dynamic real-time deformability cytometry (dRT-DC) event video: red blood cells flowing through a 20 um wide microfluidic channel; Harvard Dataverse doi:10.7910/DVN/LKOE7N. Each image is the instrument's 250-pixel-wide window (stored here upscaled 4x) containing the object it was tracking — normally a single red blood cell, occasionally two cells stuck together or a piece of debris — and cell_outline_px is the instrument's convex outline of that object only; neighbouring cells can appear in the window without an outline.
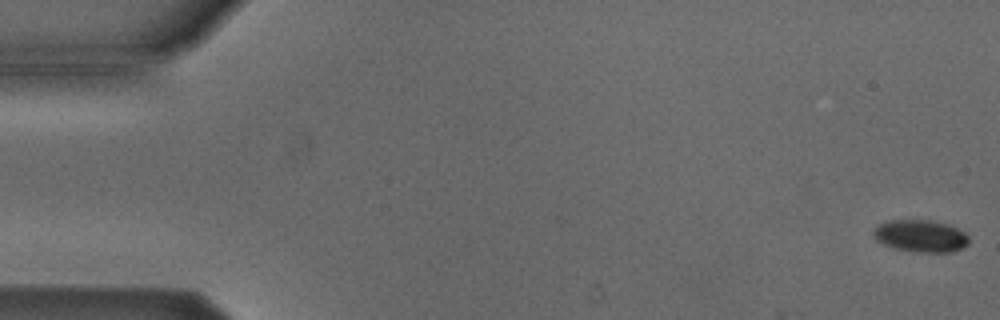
{"species": "Egyptian fruit bat (a non-hibernating species)", "species_latin": "Rousettus aegyptiacus", "temperature_condition": "cold", "stored_images_in_passage": 42, "camera_frame_rate_fps": 3000, "um_per_image_px": 0.085, "animal": {"sex": "male"}, "frame": {"image": 1, "passage_image": 1, "time_ms": 0.0, "image_size_px": [1000, 320], "cell_outline_px": [[968, 244], [952, 252], [920, 252], [896, 248], [884, 244], [876, 240], [872, 232], [880, 224], [888, 220], [932, 220], [948, 224], [964, 232], [968, 236]], "centroid_in_image_um": [78.26, 20.05], "position_along_channel_um": 6.7, "area_um2": 17.69}}
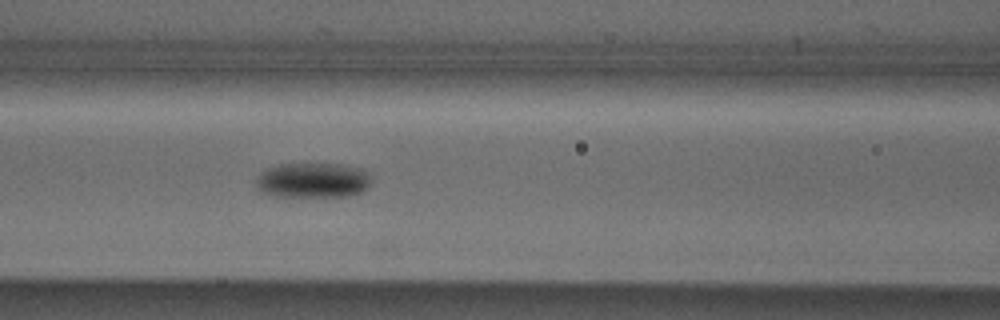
{"frame": {"image": 2, "passage_image": 23, "time_ms": 7.333, "image_size_px": [1000, 320], "cell_outline_px": [[372, 184], [368, 188], [360, 192], [348, 196], [276, 196], [260, 192], [256, 184], [256, 180], [260, 172], [268, 168], [280, 164], [344, 164], [360, 168], [368, 172]], "centroid_in_image_um": [26.61, 15.32], "position_along_channel_um": 140.0, "area_um2": 23.7}}
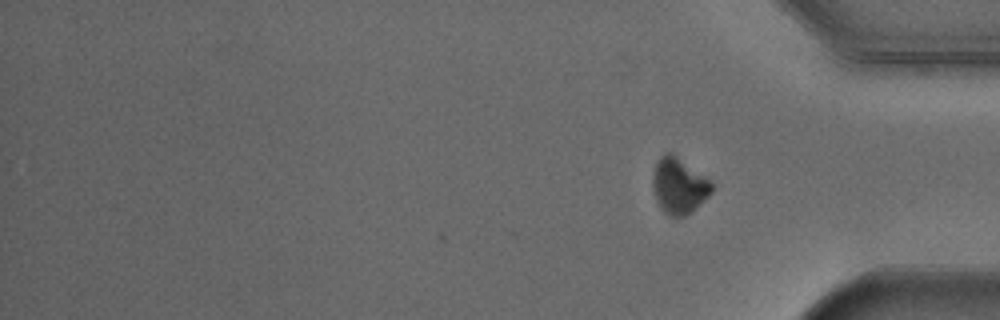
{"frame": {"image": 3, "passage_image": 42, "time_ms": 13.667, "image_size_px": [1000, 320], "cell_outline_px": [[712, 192], [708, 196], [684, 216], [668, 216], [660, 208], [656, 200], [652, 184], [652, 172], [656, 160], [664, 152], [672, 152], [712, 180]], "centroid_in_image_um": [57.68, 15.74], "position_along_channel_um": 377.5, "area_um2": 19.42}, "authors_computed_cell_mechanics": {"area_um2": 21.097, "velocity_mm_per_s": 3.8531, "shape_relaxation_time_tau1_ms": 2.2752, "shape_relaxation_time_tau2_ms": null, "deformation_change_tau1": 0.0768, "deformation_change_tau2": null}}